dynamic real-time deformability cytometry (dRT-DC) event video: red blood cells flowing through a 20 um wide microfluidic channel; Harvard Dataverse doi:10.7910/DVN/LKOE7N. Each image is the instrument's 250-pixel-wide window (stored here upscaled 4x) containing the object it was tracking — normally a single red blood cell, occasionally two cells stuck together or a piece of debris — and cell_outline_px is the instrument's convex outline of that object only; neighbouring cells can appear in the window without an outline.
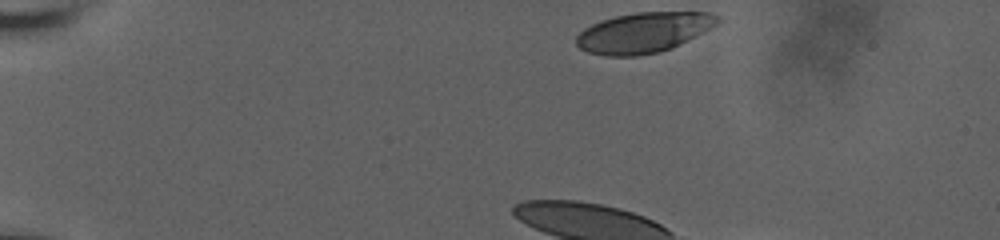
{"species": "human", "species_latin": "Homo sapiens", "temperature_condition": "room temperature", "stored_images_in_passage": 13, "camera_frame_rate_fps": 3000, "um_per_image_px": 0.085, "donor": {"sex": "male"}, "frame": {"image": 1, "passage_image": 1, "time_ms": 0.0, "image_size_px": [1000, 240], "cell_outline_px": [[720, 20], [716, 24], [672, 48], [660, 52], [636, 56], [604, 56], [588, 52], [580, 48], [576, 44], [576, 36], [584, 28], [592, 24], [616, 16], [636, 12], [708, 12], [720, 16]], "centroid_in_image_um": [54.67, 2.77], "position_along_channel_um": 30.3, "area_um2": 32.89}}